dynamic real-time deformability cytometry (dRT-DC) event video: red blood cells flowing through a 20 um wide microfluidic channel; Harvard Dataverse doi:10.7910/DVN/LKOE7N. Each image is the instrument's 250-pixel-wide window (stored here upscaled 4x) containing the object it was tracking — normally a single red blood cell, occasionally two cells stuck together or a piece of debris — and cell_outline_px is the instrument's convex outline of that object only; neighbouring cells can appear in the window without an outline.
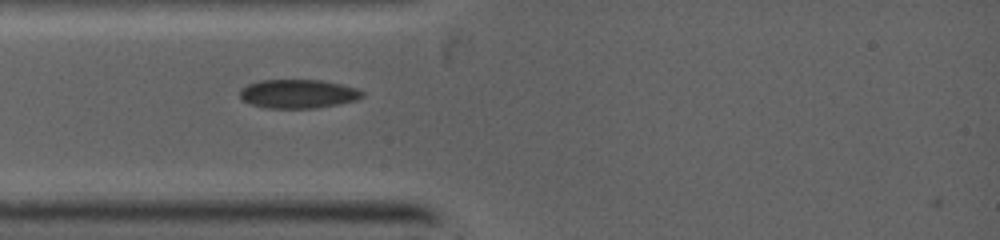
{"species": "common noctule bat (a hibernating species)", "species_latin": "Nyctalus noctula", "temperature_condition": "warm", "stored_images_in_passage": 12, "camera_frame_rate_fps": 5000, "um_per_image_px": 0.085, "animal": {"sex": "female", "body_mass_g": 19.0, "forearm_length_mm": 53.3}, "frame": {"image": 1, "passage_image": 1, "time_ms": 0.0, "image_size_px": [1000, 240], "cell_outline_px": [[364, 96], [356, 100], [316, 108], [264, 108], [252, 104], [244, 100], [240, 96], [240, 88], [248, 84], [260, 80], [320, 80], [340, 84], [356, 88], [364, 92]], "centroid_in_image_um": [25.33, 7.97], "position_along_channel_um": 59.7, "area_um2": 20.46}}
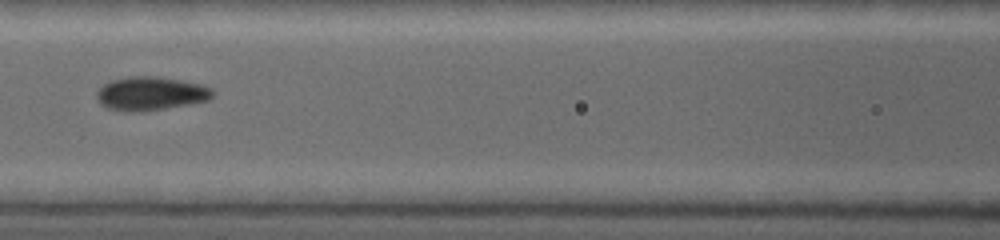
{"frame": {"image": 2, "passage_image": 7, "time_ms": 2.0, "image_size_px": [1000, 240], "cell_outline_px": [[216, 92], [208, 100], [192, 104], [164, 108], [132, 112], [108, 108], [100, 104], [96, 96], [96, 92], [104, 84], [112, 80], [128, 76], [156, 76], [180, 80], [200, 84], [212, 88]], "centroid_in_image_um": [12.82, 7.94], "position_along_channel_um": 153.8, "area_um2": 22.66}}
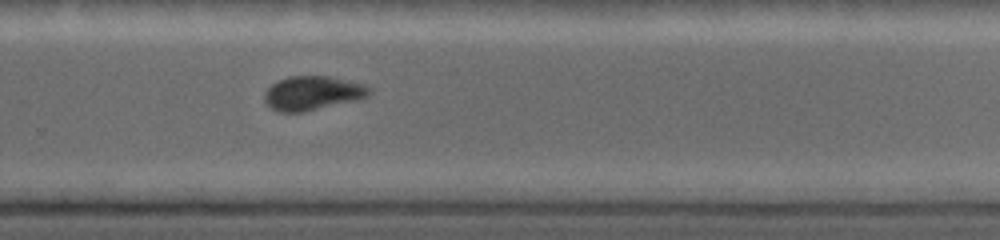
{"frame": {"image": 3, "passage_image": 12, "time_ms": 5.2, "image_size_px": [1000, 240], "cell_outline_px": [[372, 92], [368, 96], [356, 100], [300, 112], [280, 112], [272, 108], [264, 100], [264, 92], [272, 84], [288, 76], [328, 76], [364, 84], [372, 88]], "centroid_in_image_um": [26.58, 7.9], "position_along_channel_um": 303.2, "area_um2": 20.58}}